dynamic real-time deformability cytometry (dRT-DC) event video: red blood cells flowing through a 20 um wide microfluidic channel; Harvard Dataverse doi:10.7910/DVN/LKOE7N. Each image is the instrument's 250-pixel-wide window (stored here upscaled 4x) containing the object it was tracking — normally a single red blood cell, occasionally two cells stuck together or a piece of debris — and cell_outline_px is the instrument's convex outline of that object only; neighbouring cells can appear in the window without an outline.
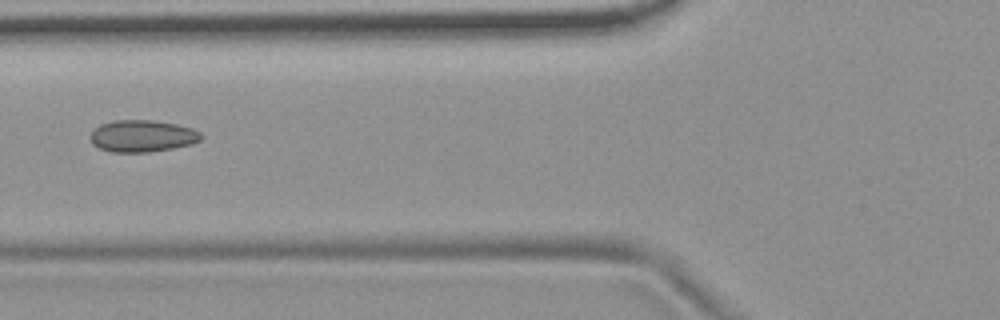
{"species": "common noctule bat (a hibernating species)", "species_latin": "Nyctalus noctula", "temperature_condition": "room temperature", "stored_images_in_passage": 6, "camera_frame_rate_fps": 3000, "um_per_image_px": 0.085, "animal": {"sex": "female", "body_mass_g": 19.9}, "frame": {"image": 1, "passage_image": 3, "time_ms": 0.667, "image_size_px": [1000, 320], "cell_outline_px": [[200, 140], [192, 144], [172, 148], [148, 152], [112, 152], [100, 148], [92, 144], [92, 132], [100, 124], [112, 120], [152, 120], [176, 124], [192, 128], [200, 132]], "centroid_in_image_um": [12.09, 11.55], "position_along_channel_um": 113.7, "area_um2": 20.4}}
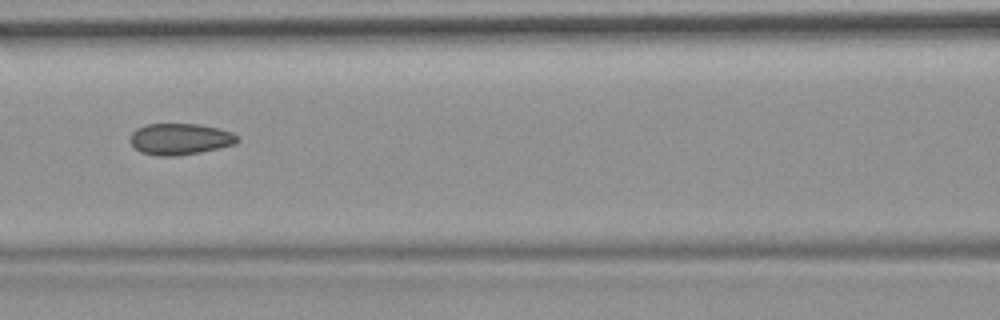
{"frame": {"image": 2, "passage_image": 4, "time_ms": 1.0, "image_size_px": [1000, 320], "cell_outline_px": [[240, 140], [236, 144], [200, 152], [176, 156], [156, 156], [140, 152], [128, 140], [132, 132], [136, 128], [144, 124], [200, 124], [232, 132], [240, 136]], "centroid_in_image_um": [15.3, 11.82], "position_along_channel_um": 151.3, "area_um2": 19.83}}